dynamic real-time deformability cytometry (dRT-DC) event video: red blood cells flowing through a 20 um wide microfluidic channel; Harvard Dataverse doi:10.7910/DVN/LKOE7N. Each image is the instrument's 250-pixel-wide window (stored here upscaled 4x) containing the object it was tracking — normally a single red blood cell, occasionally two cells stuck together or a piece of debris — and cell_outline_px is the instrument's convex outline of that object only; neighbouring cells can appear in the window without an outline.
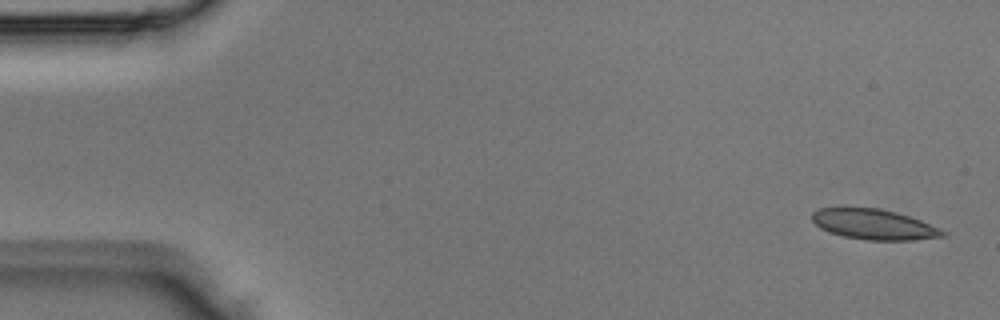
{"species": "Egyptian fruit bat (a non-hibernating species)", "species_latin": "Rousettus aegyptiacus", "temperature_condition": "room temperature", "stored_images_in_passage": 4, "segment_of_instrument_passage": [2, 2], "camera_frame_rate_fps": 3000, "um_per_image_px": 0.085, "animal": {"sex": "male"}, "frame": {"image": 1, "passage_image": 4, "time_ms": 1.0, "image_size_px": [1000, 320], "cell_outline_px": [[948, 232], [944, 236], [912, 240], [868, 240], [844, 236], [828, 232], [820, 228], [812, 220], [812, 212], [816, 208], [876, 208], [896, 212], [920, 220], [940, 228]], "centroid_in_image_um": [74.27, 19.07], "position_along_channel_um": 10.7, "area_um2": 22.95}}